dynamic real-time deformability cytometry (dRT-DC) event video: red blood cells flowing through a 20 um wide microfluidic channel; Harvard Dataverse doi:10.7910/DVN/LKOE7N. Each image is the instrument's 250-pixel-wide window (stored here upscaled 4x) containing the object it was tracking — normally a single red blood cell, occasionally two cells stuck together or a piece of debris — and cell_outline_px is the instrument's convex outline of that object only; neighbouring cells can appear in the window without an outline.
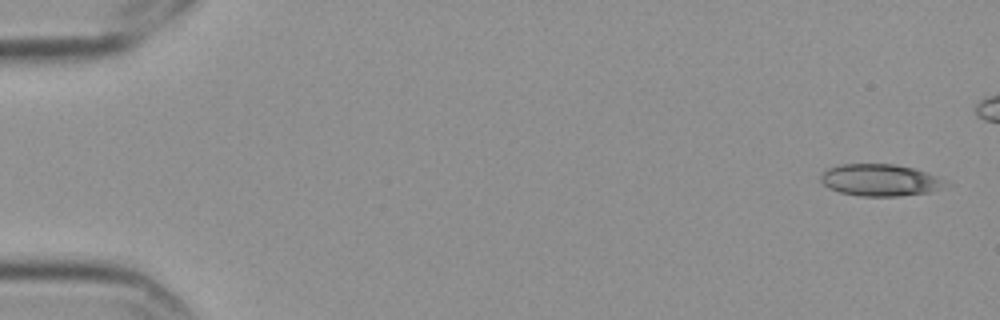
{"species": "Egyptian fruit bat (a non-hibernating species)", "species_latin": "Rousettus aegyptiacus", "temperature_condition": "cold", "stored_images_in_passage": 9, "segment_of_instrument_passage": [1, 2], "camera_frame_rate_fps": 3000, "um_per_image_px": 0.085, "frame": {"image": 1, "passage_image": 1, "time_ms": 0.0, "image_size_px": [1000, 320], "cell_outline_px": [[944, 180], [940, 184], [928, 192], [900, 196], [860, 196], [840, 192], [828, 188], [820, 180], [820, 176], [828, 168], [840, 164], [896, 164], [912, 168], [936, 176]], "centroid_in_image_um": [74.68, 15.3], "position_along_channel_um": 10.3, "area_um2": 22.6}}
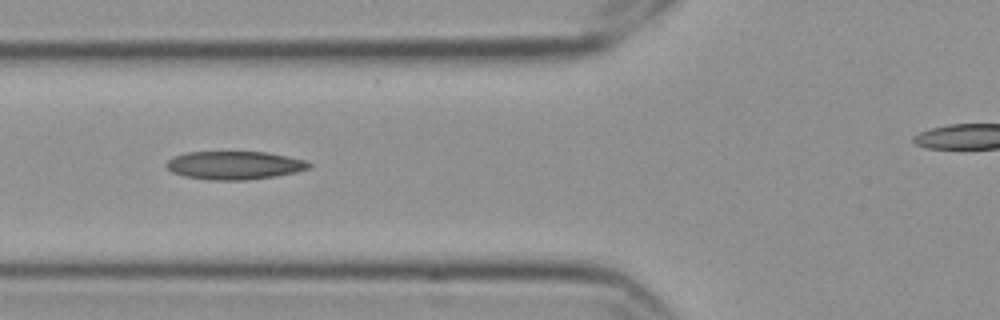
{"frame": {"image": 2, "passage_image": 7, "time_ms": 2.0, "image_size_px": [1000, 320], "cell_outline_px": [[312, 164], [308, 168], [296, 172], [276, 176], [248, 180], [212, 180], [184, 176], [172, 172], [164, 164], [172, 156], [184, 152], [268, 152], [288, 156], [304, 160]], "centroid_in_image_um": [19.9, 14.04], "position_along_channel_um": 105.9, "area_um2": 23.58}}
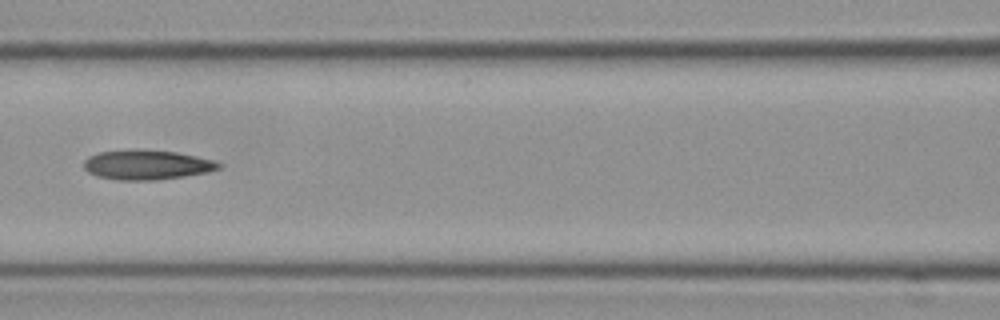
{"frame": {"image": 3, "passage_image": 8, "time_ms": 2.333, "image_size_px": [1000, 320], "cell_outline_px": [[224, 164], [220, 168], [208, 172], [184, 176], [156, 180], [116, 180], [96, 176], [88, 172], [84, 168], [84, 160], [88, 156], [100, 152], [176, 152], [196, 156], [212, 160]], "centroid_in_image_um": [12.5, 14.06], "position_along_channel_um": 154.1, "area_um2": 22.48}}